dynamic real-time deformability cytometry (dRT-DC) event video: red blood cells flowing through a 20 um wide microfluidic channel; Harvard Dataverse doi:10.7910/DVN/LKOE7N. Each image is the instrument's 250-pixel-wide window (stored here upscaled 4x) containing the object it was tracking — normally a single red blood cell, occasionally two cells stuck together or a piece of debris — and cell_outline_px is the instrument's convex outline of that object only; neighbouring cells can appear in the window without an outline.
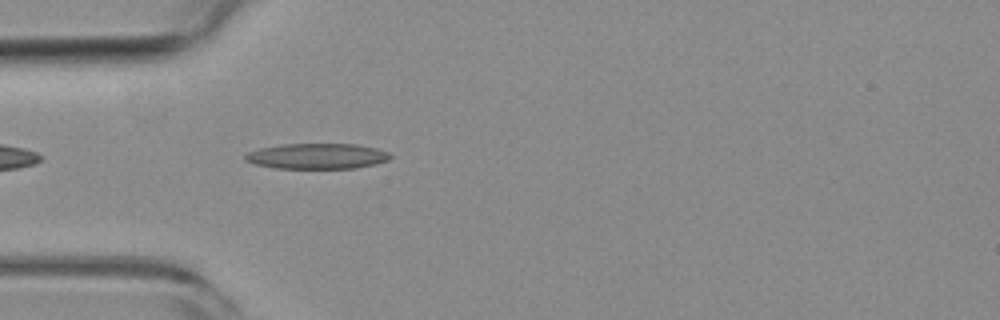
{"species": "common noctule bat (a hibernating species)", "species_latin": "Nyctalus noctula", "temperature_condition": "room temperature", "stored_images_in_passage": 37, "camera_frame_rate_fps": 3000, "um_per_image_px": 0.085, "animal": {"sex": "female", "body_mass_g": 19.3, "forearm_length_mm": 54.1}, "frame": {"image": 1, "passage_image": 1, "time_ms": 0.0, "image_size_px": [1000, 320], "cell_outline_px": [[392, 156], [388, 160], [376, 164], [356, 168], [276, 168], [256, 164], [244, 160], [244, 156], [248, 152], [260, 148], [280, 144], [356, 144], [376, 148], [388, 152]], "centroid_in_image_um": [26.96, 13.27], "position_along_channel_um": 58.0, "area_um2": 21.56}}
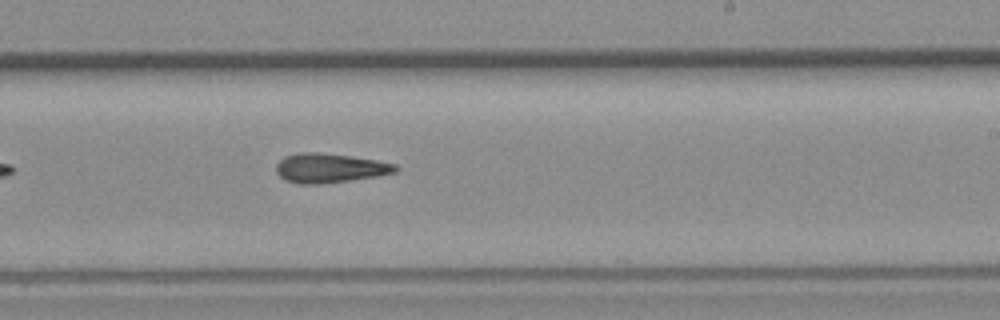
{"frame": {"image": 2, "passage_image": 17, "time_ms": 5.333, "image_size_px": [1000, 320], "cell_outline_px": [[400, 168], [396, 172], [376, 176], [320, 184], [300, 184], [284, 180], [276, 172], [276, 164], [284, 156], [300, 152], [316, 152], [352, 156], [376, 160], [396, 164]], "centroid_in_image_um": [28.01, 14.28], "position_along_channel_um": 261.0, "area_um2": 20.4}}
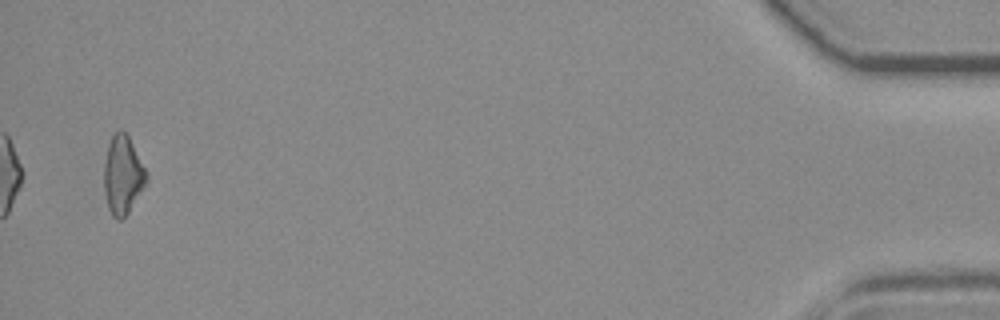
{"frame": {"image": 3, "passage_image": 37, "time_ms": 12.0, "image_size_px": [1000, 320], "cell_outline_px": [[148, 180], [128, 212], [120, 220], [116, 220], [112, 216], [108, 208], [104, 192], [104, 164], [108, 144], [112, 136], [120, 128], [128, 136], [148, 176]], "centroid_in_image_um": [10.41, 14.89], "position_along_channel_um": 424.8, "area_um2": 19.07}, "authors_computed_cell_mechanics": {"area_um2": 19.8832, "velocity_mm_per_s": 3.8536, "shape_relaxation_time_tau1_ms": null, "shape_relaxation_time_tau2_ms": 5.3366, "deformation_change_tau1": null, "deformation_change_tau2": 0.1838}}